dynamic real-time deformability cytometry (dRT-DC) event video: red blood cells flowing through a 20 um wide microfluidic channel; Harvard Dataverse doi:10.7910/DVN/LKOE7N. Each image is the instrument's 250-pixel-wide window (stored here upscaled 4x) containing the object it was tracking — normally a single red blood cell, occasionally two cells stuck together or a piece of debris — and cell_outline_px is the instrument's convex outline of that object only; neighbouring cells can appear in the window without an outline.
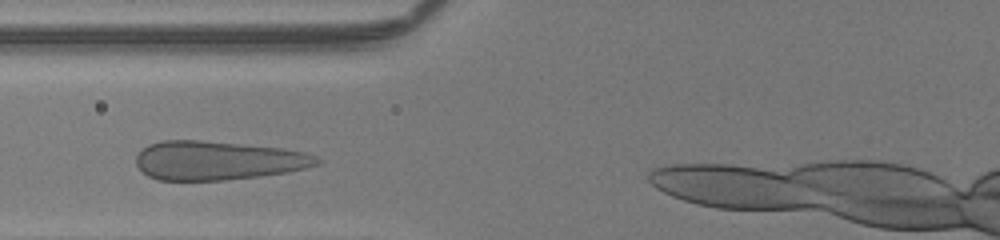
{"species": "human", "species_latin": "Homo sapiens", "temperature_condition": "room temperature", "stored_images_in_passage": 27, "camera_frame_rate_fps": 3000, "um_per_image_px": 0.085, "donor": {"sex": "male"}, "frame": {"image": 1, "passage_image": 5, "time_ms": 1.333, "image_size_px": [1000, 240], "cell_outline_px": [[324, 160], [320, 164], [288, 172], [260, 176], [224, 180], [160, 180], [148, 176], [136, 164], [136, 156], [148, 144], [164, 140], [200, 140], [244, 144], [280, 148], [304, 152], [316, 156]], "centroid_in_image_um": [18.53, 13.64], "position_along_channel_um": 107.3, "area_um2": 40.98}}
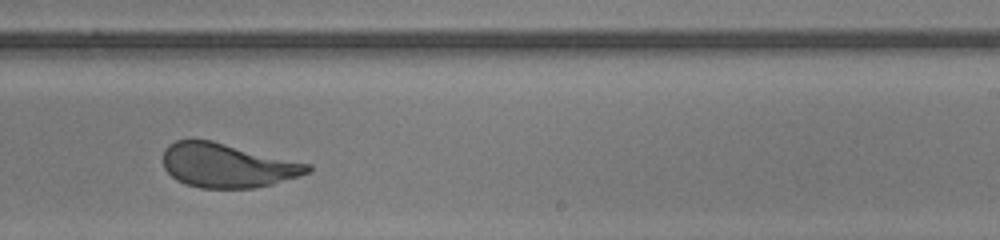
{"frame": {"image": 2, "passage_image": 17, "time_ms": 5.333, "image_size_px": [1000, 240], "cell_outline_px": [[312, 172], [272, 184], [256, 188], [200, 188], [176, 180], [164, 168], [164, 148], [168, 144], [176, 140], [212, 140], [312, 164]], "centroid_in_image_um": [19.35, 14.06], "position_along_channel_um": 269.6, "area_um2": 37.34}}
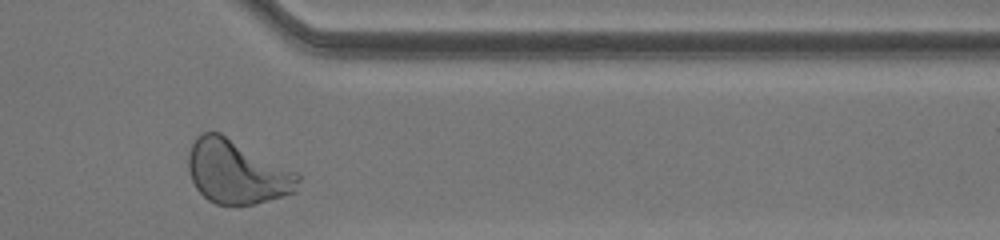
{"frame": {"image": 3, "passage_image": 26, "time_ms": 8.333, "image_size_px": [1000, 240], "cell_outline_px": [[300, 180], [296, 192], [284, 196], [252, 204], [216, 204], [208, 200], [196, 188], [188, 172], [188, 152], [196, 136], [200, 132], [220, 132], [300, 172]], "centroid_in_image_um": [20.16, 14.59], "position_along_channel_um": 391.2, "area_um2": 41.27}, "authors_computed_cell_mechanics": {"area_um2": 38.6682, "velocity_mm_per_s": 4.0771, "shape_relaxation_time_tau1_ms": 7.4522, "shape_relaxation_time_tau2_ms": null, "deformation_change_tau1": 0.2164, "deformation_change_tau2": null}}